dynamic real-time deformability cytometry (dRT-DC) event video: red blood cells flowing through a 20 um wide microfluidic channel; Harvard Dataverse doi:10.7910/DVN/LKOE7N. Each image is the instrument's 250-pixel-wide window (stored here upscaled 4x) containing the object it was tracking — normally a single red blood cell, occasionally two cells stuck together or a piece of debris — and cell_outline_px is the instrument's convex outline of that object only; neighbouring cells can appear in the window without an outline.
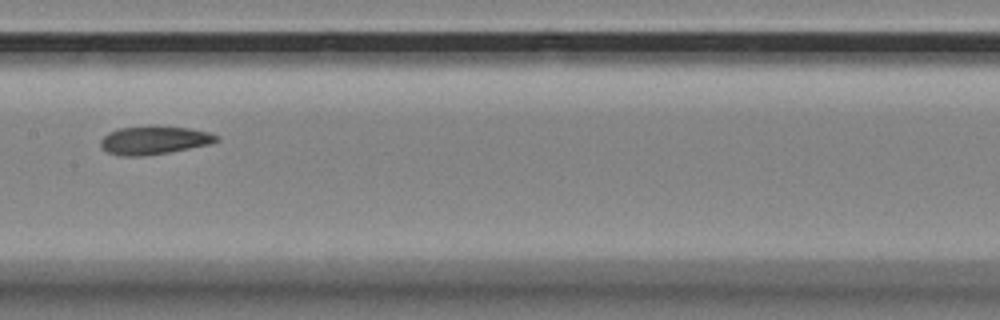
{"species": "Egyptian fruit bat (a non-hibernating species)", "species_latin": "Rousettus aegyptiacus", "temperature_condition": "room temperature", "stored_images_in_passage": 9, "camera_frame_rate_fps": 3000, "um_per_image_px": 0.085, "animal": {"sex": "female"}, "frame": {"image": 1, "passage_image": 6, "time_ms": 1.667, "image_size_px": [1000, 320], "cell_outline_px": [[220, 140], [208, 144], [168, 152], [144, 156], [120, 156], [108, 152], [100, 148], [100, 140], [108, 132], [120, 128], [152, 124], [188, 128], [208, 132], [220, 136]], "centroid_in_image_um": [13.06, 11.89], "position_along_channel_um": 194.3, "area_um2": 19.42}}
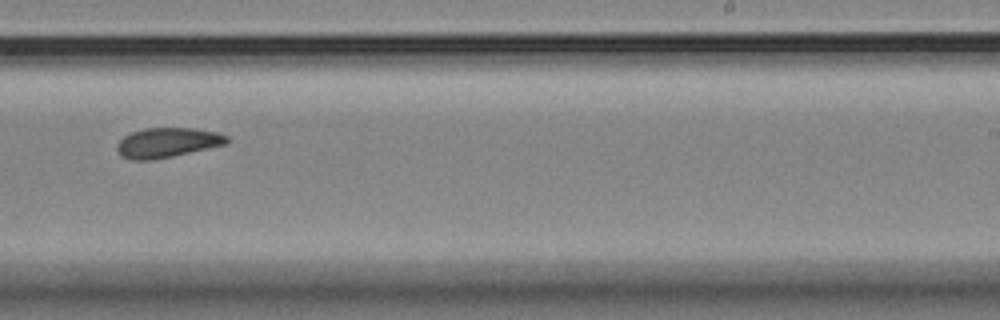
{"frame": {"image": 2, "passage_image": 8, "time_ms": 2.333, "image_size_px": [1000, 320], "cell_outline_px": [[228, 144], [172, 156], [152, 160], [132, 160], [120, 156], [116, 148], [116, 144], [124, 136], [132, 132], [144, 128], [196, 128], [216, 132], [228, 136]], "centroid_in_image_um": [14.21, 12.12], "position_along_channel_um": 274.8, "area_um2": 19.13}}
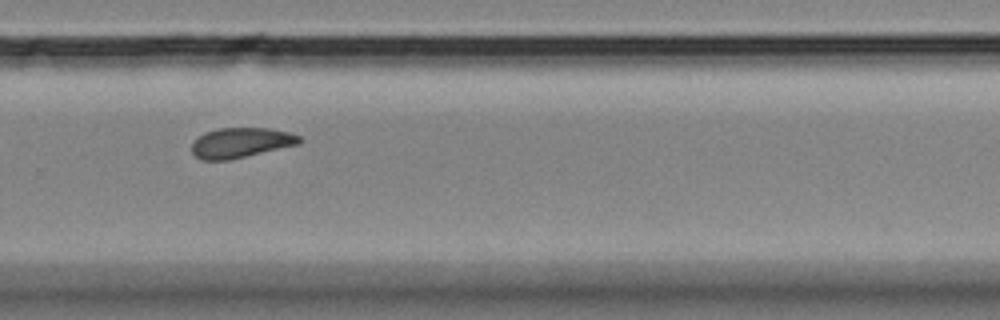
{"frame": {"image": 3, "passage_image": 9, "time_ms": 2.667, "image_size_px": [1000, 320], "cell_outline_px": [[304, 140], [300, 144], [228, 160], [200, 160], [192, 152], [192, 144], [204, 132], [216, 128], [268, 128], [292, 132], [300, 136]], "centroid_in_image_um": [20.52, 12.12], "position_along_channel_um": 309.3, "area_um2": 18.96}}